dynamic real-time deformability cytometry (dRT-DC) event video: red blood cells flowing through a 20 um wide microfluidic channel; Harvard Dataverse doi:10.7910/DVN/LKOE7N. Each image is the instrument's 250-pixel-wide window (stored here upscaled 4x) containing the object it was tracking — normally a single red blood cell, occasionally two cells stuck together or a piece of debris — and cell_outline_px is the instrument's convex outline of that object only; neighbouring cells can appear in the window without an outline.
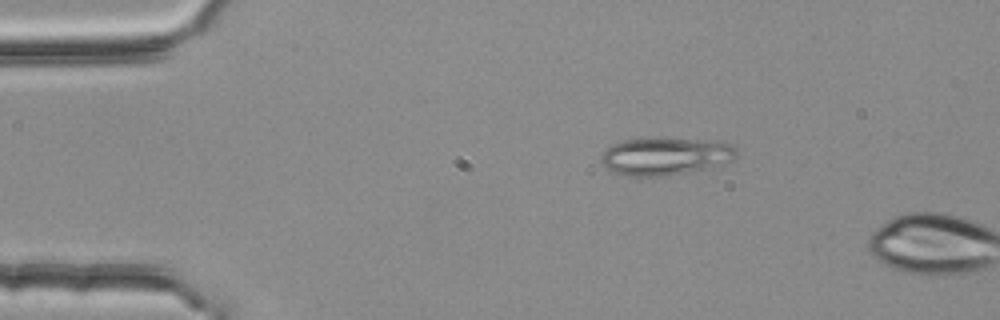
{"species": "common noctule bat (a hibernating species)", "species_latin": "Nyctalus noctula", "temperature_condition": "room temperature", "stored_images_in_passage": 3, "camera_frame_rate_fps": 3000, "um_per_image_px": 0.085, "animal": {"sex": "female", "body_mass_g": 25.1}, "frame": {"image": 1, "passage_image": 2, "time_ms": 0.333, "image_size_px": [1000, 320], "cell_outline_px": [[736, 156], [732, 160], [708, 168], [668, 176], [628, 176], [612, 172], [600, 160], [600, 156], [604, 148], [612, 144], [624, 140], [656, 136], [696, 140], [732, 144], [736, 148]], "centroid_in_image_um": [56.48, 13.27], "position_along_channel_um": 28.5, "area_um2": 30.0}}